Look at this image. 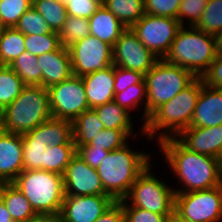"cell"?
<instances>
[{
	"instance_id": "1",
	"label": "cell",
	"mask_w": 222,
	"mask_h": 222,
	"mask_svg": "<svg viewBox=\"0 0 222 222\" xmlns=\"http://www.w3.org/2000/svg\"><path fill=\"white\" fill-rule=\"evenodd\" d=\"M180 187L175 193L200 191L222 185V161L185 148L175 137L157 143ZM183 185V186H182Z\"/></svg>"
},
{
	"instance_id": "2",
	"label": "cell",
	"mask_w": 222,
	"mask_h": 222,
	"mask_svg": "<svg viewBox=\"0 0 222 222\" xmlns=\"http://www.w3.org/2000/svg\"><path fill=\"white\" fill-rule=\"evenodd\" d=\"M202 88V79L196 78L189 86L179 92L173 99L159 106L143 126L146 139L159 142L176 137L185 128L190 127L194 109Z\"/></svg>"
},
{
	"instance_id": "3",
	"label": "cell",
	"mask_w": 222,
	"mask_h": 222,
	"mask_svg": "<svg viewBox=\"0 0 222 222\" xmlns=\"http://www.w3.org/2000/svg\"><path fill=\"white\" fill-rule=\"evenodd\" d=\"M133 147L129 141L122 148L108 152L96 169L104 191L115 201L127 196L137 177L152 163L150 154Z\"/></svg>"
},
{
	"instance_id": "4",
	"label": "cell",
	"mask_w": 222,
	"mask_h": 222,
	"mask_svg": "<svg viewBox=\"0 0 222 222\" xmlns=\"http://www.w3.org/2000/svg\"><path fill=\"white\" fill-rule=\"evenodd\" d=\"M51 117L48 89L25 85L20 95L0 112L1 130L22 135Z\"/></svg>"
},
{
	"instance_id": "5",
	"label": "cell",
	"mask_w": 222,
	"mask_h": 222,
	"mask_svg": "<svg viewBox=\"0 0 222 222\" xmlns=\"http://www.w3.org/2000/svg\"><path fill=\"white\" fill-rule=\"evenodd\" d=\"M214 38L195 26H182L164 60L201 78L215 60Z\"/></svg>"
},
{
	"instance_id": "6",
	"label": "cell",
	"mask_w": 222,
	"mask_h": 222,
	"mask_svg": "<svg viewBox=\"0 0 222 222\" xmlns=\"http://www.w3.org/2000/svg\"><path fill=\"white\" fill-rule=\"evenodd\" d=\"M36 213L59 214L65 198L63 175L46 170H23L12 182Z\"/></svg>"
},
{
	"instance_id": "7",
	"label": "cell",
	"mask_w": 222,
	"mask_h": 222,
	"mask_svg": "<svg viewBox=\"0 0 222 222\" xmlns=\"http://www.w3.org/2000/svg\"><path fill=\"white\" fill-rule=\"evenodd\" d=\"M196 77L185 68L159 59L144 75L147 90V120L161 105L173 99Z\"/></svg>"
},
{
	"instance_id": "8",
	"label": "cell",
	"mask_w": 222,
	"mask_h": 222,
	"mask_svg": "<svg viewBox=\"0 0 222 222\" xmlns=\"http://www.w3.org/2000/svg\"><path fill=\"white\" fill-rule=\"evenodd\" d=\"M150 164L136 179L122 205H132L166 217L175 212V190L167 180L158 178ZM154 173V174H153ZM164 180V181H162Z\"/></svg>"
},
{
	"instance_id": "9",
	"label": "cell",
	"mask_w": 222,
	"mask_h": 222,
	"mask_svg": "<svg viewBox=\"0 0 222 222\" xmlns=\"http://www.w3.org/2000/svg\"><path fill=\"white\" fill-rule=\"evenodd\" d=\"M175 213L186 222H221L222 185L200 191L176 193Z\"/></svg>"
},
{
	"instance_id": "10",
	"label": "cell",
	"mask_w": 222,
	"mask_h": 222,
	"mask_svg": "<svg viewBox=\"0 0 222 222\" xmlns=\"http://www.w3.org/2000/svg\"><path fill=\"white\" fill-rule=\"evenodd\" d=\"M181 27L175 18L145 13L131 29L146 48L159 59H164Z\"/></svg>"
},
{
	"instance_id": "11",
	"label": "cell",
	"mask_w": 222,
	"mask_h": 222,
	"mask_svg": "<svg viewBox=\"0 0 222 222\" xmlns=\"http://www.w3.org/2000/svg\"><path fill=\"white\" fill-rule=\"evenodd\" d=\"M49 107L52 117L74 121L89 105L82 77L72 75L48 88Z\"/></svg>"
},
{
	"instance_id": "12",
	"label": "cell",
	"mask_w": 222,
	"mask_h": 222,
	"mask_svg": "<svg viewBox=\"0 0 222 222\" xmlns=\"http://www.w3.org/2000/svg\"><path fill=\"white\" fill-rule=\"evenodd\" d=\"M72 73L75 76L105 70L113 65V47L94 36L73 43L68 47Z\"/></svg>"
},
{
	"instance_id": "13",
	"label": "cell",
	"mask_w": 222,
	"mask_h": 222,
	"mask_svg": "<svg viewBox=\"0 0 222 222\" xmlns=\"http://www.w3.org/2000/svg\"><path fill=\"white\" fill-rule=\"evenodd\" d=\"M159 60L146 48L132 31L126 28L113 47V64L124 69L138 71L144 75Z\"/></svg>"
},
{
	"instance_id": "14",
	"label": "cell",
	"mask_w": 222,
	"mask_h": 222,
	"mask_svg": "<svg viewBox=\"0 0 222 222\" xmlns=\"http://www.w3.org/2000/svg\"><path fill=\"white\" fill-rule=\"evenodd\" d=\"M65 196L107 195L97 170L77 154L63 174Z\"/></svg>"
},
{
	"instance_id": "15",
	"label": "cell",
	"mask_w": 222,
	"mask_h": 222,
	"mask_svg": "<svg viewBox=\"0 0 222 222\" xmlns=\"http://www.w3.org/2000/svg\"><path fill=\"white\" fill-rule=\"evenodd\" d=\"M115 202L109 195L65 196L63 222H94Z\"/></svg>"
},
{
	"instance_id": "16",
	"label": "cell",
	"mask_w": 222,
	"mask_h": 222,
	"mask_svg": "<svg viewBox=\"0 0 222 222\" xmlns=\"http://www.w3.org/2000/svg\"><path fill=\"white\" fill-rule=\"evenodd\" d=\"M175 138L190 151L222 160V125L187 127Z\"/></svg>"
},
{
	"instance_id": "17",
	"label": "cell",
	"mask_w": 222,
	"mask_h": 222,
	"mask_svg": "<svg viewBox=\"0 0 222 222\" xmlns=\"http://www.w3.org/2000/svg\"><path fill=\"white\" fill-rule=\"evenodd\" d=\"M22 171V135L0 129V183H11Z\"/></svg>"
},
{
	"instance_id": "18",
	"label": "cell",
	"mask_w": 222,
	"mask_h": 222,
	"mask_svg": "<svg viewBox=\"0 0 222 222\" xmlns=\"http://www.w3.org/2000/svg\"><path fill=\"white\" fill-rule=\"evenodd\" d=\"M222 125V89L202 88L194 109L190 127H213Z\"/></svg>"
},
{
	"instance_id": "19",
	"label": "cell",
	"mask_w": 222,
	"mask_h": 222,
	"mask_svg": "<svg viewBox=\"0 0 222 222\" xmlns=\"http://www.w3.org/2000/svg\"><path fill=\"white\" fill-rule=\"evenodd\" d=\"M89 108L112 102L114 99L115 65L82 76Z\"/></svg>"
},
{
	"instance_id": "20",
	"label": "cell",
	"mask_w": 222,
	"mask_h": 222,
	"mask_svg": "<svg viewBox=\"0 0 222 222\" xmlns=\"http://www.w3.org/2000/svg\"><path fill=\"white\" fill-rule=\"evenodd\" d=\"M37 59L42 71V86L47 89L73 75L70 53L64 46L58 50L38 55Z\"/></svg>"
},
{
	"instance_id": "21",
	"label": "cell",
	"mask_w": 222,
	"mask_h": 222,
	"mask_svg": "<svg viewBox=\"0 0 222 222\" xmlns=\"http://www.w3.org/2000/svg\"><path fill=\"white\" fill-rule=\"evenodd\" d=\"M23 140H41L45 147L75 144L72 121L51 117L33 130L22 134Z\"/></svg>"
},
{
	"instance_id": "22",
	"label": "cell",
	"mask_w": 222,
	"mask_h": 222,
	"mask_svg": "<svg viewBox=\"0 0 222 222\" xmlns=\"http://www.w3.org/2000/svg\"><path fill=\"white\" fill-rule=\"evenodd\" d=\"M98 115L101 123L106 129L122 130L131 140L135 139V136L143 135V127L138 126V131L134 130L133 116L130 115L125 109L120 107L116 102L112 101L103 105L96 106L93 108ZM136 131V132H135Z\"/></svg>"
},
{
	"instance_id": "23",
	"label": "cell",
	"mask_w": 222,
	"mask_h": 222,
	"mask_svg": "<svg viewBox=\"0 0 222 222\" xmlns=\"http://www.w3.org/2000/svg\"><path fill=\"white\" fill-rule=\"evenodd\" d=\"M89 25L91 36L108 43L112 47L126 29L120 20L104 5H101L89 18Z\"/></svg>"
},
{
	"instance_id": "24",
	"label": "cell",
	"mask_w": 222,
	"mask_h": 222,
	"mask_svg": "<svg viewBox=\"0 0 222 222\" xmlns=\"http://www.w3.org/2000/svg\"><path fill=\"white\" fill-rule=\"evenodd\" d=\"M0 193L13 221L25 222L36 214L28 199L12 183H0Z\"/></svg>"
},
{
	"instance_id": "25",
	"label": "cell",
	"mask_w": 222,
	"mask_h": 222,
	"mask_svg": "<svg viewBox=\"0 0 222 222\" xmlns=\"http://www.w3.org/2000/svg\"><path fill=\"white\" fill-rule=\"evenodd\" d=\"M104 129L93 108L87 109L72 122L73 141L76 146L87 145Z\"/></svg>"
},
{
	"instance_id": "26",
	"label": "cell",
	"mask_w": 222,
	"mask_h": 222,
	"mask_svg": "<svg viewBox=\"0 0 222 222\" xmlns=\"http://www.w3.org/2000/svg\"><path fill=\"white\" fill-rule=\"evenodd\" d=\"M114 102H116L120 107L125 109L127 112H129L131 115V111H135V109L140 113V111H143L142 114H140L139 120L141 126L143 127L147 122V90H146V84L145 83H138L134 84L130 87H128L123 92H118L114 94ZM141 105V106H140ZM143 105V107H142Z\"/></svg>"
},
{
	"instance_id": "27",
	"label": "cell",
	"mask_w": 222,
	"mask_h": 222,
	"mask_svg": "<svg viewBox=\"0 0 222 222\" xmlns=\"http://www.w3.org/2000/svg\"><path fill=\"white\" fill-rule=\"evenodd\" d=\"M102 5L126 28H131L145 14L144 0H102Z\"/></svg>"
},
{
	"instance_id": "28",
	"label": "cell",
	"mask_w": 222,
	"mask_h": 222,
	"mask_svg": "<svg viewBox=\"0 0 222 222\" xmlns=\"http://www.w3.org/2000/svg\"><path fill=\"white\" fill-rule=\"evenodd\" d=\"M25 51V35L15 27L3 28L0 35V65L9 66Z\"/></svg>"
},
{
	"instance_id": "29",
	"label": "cell",
	"mask_w": 222,
	"mask_h": 222,
	"mask_svg": "<svg viewBox=\"0 0 222 222\" xmlns=\"http://www.w3.org/2000/svg\"><path fill=\"white\" fill-rule=\"evenodd\" d=\"M76 154L75 144L49 146L47 151L44 152L43 170L63 175L66 167Z\"/></svg>"
},
{
	"instance_id": "30",
	"label": "cell",
	"mask_w": 222,
	"mask_h": 222,
	"mask_svg": "<svg viewBox=\"0 0 222 222\" xmlns=\"http://www.w3.org/2000/svg\"><path fill=\"white\" fill-rule=\"evenodd\" d=\"M9 67L16 72L24 85L42 86V71L36 55L25 51L16 58Z\"/></svg>"
},
{
	"instance_id": "31",
	"label": "cell",
	"mask_w": 222,
	"mask_h": 222,
	"mask_svg": "<svg viewBox=\"0 0 222 222\" xmlns=\"http://www.w3.org/2000/svg\"><path fill=\"white\" fill-rule=\"evenodd\" d=\"M24 86L14 70L7 65H0V112L20 95Z\"/></svg>"
},
{
	"instance_id": "32",
	"label": "cell",
	"mask_w": 222,
	"mask_h": 222,
	"mask_svg": "<svg viewBox=\"0 0 222 222\" xmlns=\"http://www.w3.org/2000/svg\"><path fill=\"white\" fill-rule=\"evenodd\" d=\"M33 7L47 21L54 32H59L68 17L66 6L61 0H32Z\"/></svg>"
},
{
	"instance_id": "33",
	"label": "cell",
	"mask_w": 222,
	"mask_h": 222,
	"mask_svg": "<svg viewBox=\"0 0 222 222\" xmlns=\"http://www.w3.org/2000/svg\"><path fill=\"white\" fill-rule=\"evenodd\" d=\"M90 35L88 18L68 15L66 21L58 32L60 43L68 48L73 43Z\"/></svg>"
},
{
	"instance_id": "34",
	"label": "cell",
	"mask_w": 222,
	"mask_h": 222,
	"mask_svg": "<svg viewBox=\"0 0 222 222\" xmlns=\"http://www.w3.org/2000/svg\"><path fill=\"white\" fill-rule=\"evenodd\" d=\"M15 28L24 35H43L53 32L47 21L33 6L19 18Z\"/></svg>"
},
{
	"instance_id": "35",
	"label": "cell",
	"mask_w": 222,
	"mask_h": 222,
	"mask_svg": "<svg viewBox=\"0 0 222 222\" xmlns=\"http://www.w3.org/2000/svg\"><path fill=\"white\" fill-rule=\"evenodd\" d=\"M195 27L206 34L214 35L219 32L222 29V0H208Z\"/></svg>"
},
{
	"instance_id": "36",
	"label": "cell",
	"mask_w": 222,
	"mask_h": 222,
	"mask_svg": "<svg viewBox=\"0 0 222 222\" xmlns=\"http://www.w3.org/2000/svg\"><path fill=\"white\" fill-rule=\"evenodd\" d=\"M32 6V0H0L1 25L15 27L19 18Z\"/></svg>"
},
{
	"instance_id": "37",
	"label": "cell",
	"mask_w": 222,
	"mask_h": 222,
	"mask_svg": "<svg viewBox=\"0 0 222 222\" xmlns=\"http://www.w3.org/2000/svg\"><path fill=\"white\" fill-rule=\"evenodd\" d=\"M57 32L43 35H25V48L32 55H42L61 47Z\"/></svg>"
},
{
	"instance_id": "38",
	"label": "cell",
	"mask_w": 222,
	"mask_h": 222,
	"mask_svg": "<svg viewBox=\"0 0 222 222\" xmlns=\"http://www.w3.org/2000/svg\"><path fill=\"white\" fill-rule=\"evenodd\" d=\"M129 139L122 130L104 128L95 136L89 145L93 148L110 152L122 148L128 143Z\"/></svg>"
},
{
	"instance_id": "39",
	"label": "cell",
	"mask_w": 222,
	"mask_h": 222,
	"mask_svg": "<svg viewBox=\"0 0 222 222\" xmlns=\"http://www.w3.org/2000/svg\"><path fill=\"white\" fill-rule=\"evenodd\" d=\"M47 148L41 140H23V170H43Z\"/></svg>"
},
{
	"instance_id": "40",
	"label": "cell",
	"mask_w": 222,
	"mask_h": 222,
	"mask_svg": "<svg viewBox=\"0 0 222 222\" xmlns=\"http://www.w3.org/2000/svg\"><path fill=\"white\" fill-rule=\"evenodd\" d=\"M207 2L208 0H181L178 8L180 24L182 26H196L207 6Z\"/></svg>"
},
{
	"instance_id": "41",
	"label": "cell",
	"mask_w": 222,
	"mask_h": 222,
	"mask_svg": "<svg viewBox=\"0 0 222 222\" xmlns=\"http://www.w3.org/2000/svg\"><path fill=\"white\" fill-rule=\"evenodd\" d=\"M181 0H144L145 13L178 20V8Z\"/></svg>"
},
{
	"instance_id": "42",
	"label": "cell",
	"mask_w": 222,
	"mask_h": 222,
	"mask_svg": "<svg viewBox=\"0 0 222 222\" xmlns=\"http://www.w3.org/2000/svg\"><path fill=\"white\" fill-rule=\"evenodd\" d=\"M68 15L90 18L102 5V0H61Z\"/></svg>"
},
{
	"instance_id": "43",
	"label": "cell",
	"mask_w": 222,
	"mask_h": 222,
	"mask_svg": "<svg viewBox=\"0 0 222 222\" xmlns=\"http://www.w3.org/2000/svg\"><path fill=\"white\" fill-rule=\"evenodd\" d=\"M138 83H145L143 73L115 66V93L123 92L128 87Z\"/></svg>"
},
{
	"instance_id": "44",
	"label": "cell",
	"mask_w": 222,
	"mask_h": 222,
	"mask_svg": "<svg viewBox=\"0 0 222 222\" xmlns=\"http://www.w3.org/2000/svg\"><path fill=\"white\" fill-rule=\"evenodd\" d=\"M125 222H164L166 216L132 205H122Z\"/></svg>"
},
{
	"instance_id": "45",
	"label": "cell",
	"mask_w": 222,
	"mask_h": 222,
	"mask_svg": "<svg viewBox=\"0 0 222 222\" xmlns=\"http://www.w3.org/2000/svg\"><path fill=\"white\" fill-rule=\"evenodd\" d=\"M77 155L83 159L90 167L97 169L101 161L107 156L109 151L93 148L89 144L76 146Z\"/></svg>"
},
{
	"instance_id": "46",
	"label": "cell",
	"mask_w": 222,
	"mask_h": 222,
	"mask_svg": "<svg viewBox=\"0 0 222 222\" xmlns=\"http://www.w3.org/2000/svg\"><path fill=\"white\" fill-rule=\"evenodd\" d=\"M201 79L208 87L222 89V56H216Z\"/></svg>"
},
{
	"instance_id": "47",
	"label": "cell",
	"mask_w": 222,
	"mask_h": 222,
	"mask_svg": "<svg viewBox=\"0 0 222 222\" xmlns=\"http://www.w3.org/2000/svg\"><path fill=\"white\" fill-rule=\"evenodd\" d=\"M94 222H125L122 204L115 201L107 211Z\"/></svg>"
},
{
	"instance_id": "48",
	"label": "cell",
	"mask_w": 222,
	"mask_h": 222,
	"mask_svg": "<svg viewBox=\"0 0 222 222\" xmlns=\"http://www.w3.org/2000/svg\"><path fill=\"white\" fill-rule=\"evenodd\" d=\"M25 222H63V220L60 213H36L33 217H30Z\"/></svg>"
},
{
	"instance_id": "49",
	"label": "cell",
	"mask_w": 222,
	"mask_h": 222,
	"mask_svg": "<svg viewBox=\"0 0 222 222\" xmlns=\"http://www.w3.org/2000/svg\"><path fill=\"white\" fill-rule=\"evenodd\" d=\"M216 56H222V29L213 35Z\"/></svg>"
},
{
	"instance_id": "50",
	"label": "cell",
	"mask_w": 222,
	"mask_h": 222,
	"mask_svg": "<svg viewBox=\"0 0 222 222\" xmlns=\"http://www.w3.org/2000/svg\"><path fill=\"white\" fill-rule=\"evenodd\" d=\"M13 221L8 209L5 204L2 202L1 193H0V222H9Z\"/></svg>"
},
{
	"instance_id": "51",
	"label": "cell",
	"mask_w": 222,
	"mask_h": 222,
	"mask_svg": "<svg viewBox=\"0 0 222 222\" xmlns=\"http://www.w3.org/2000/svg\"><path fill=\"white\" fill-rule=\"evenodd\" d=\"M164 222H186V221H184L179 215H177L174 212L173 214L167 216Z\"/></svg>"
},
{
	"instance_id": "52",
	"label": "cell",
	"mask_w": 222,
	"mask_h": 222,
	"mask_svg": "<svg viewBox=\"0 0 222 222\" xmlns=\"http://www.w3.org/2000/svg\"><path fill=\"white\" fill-rule=\"evenodd\" d=\"M3 28L4 27L1 25V22H0V35H1V32H2Z\"/></svg>"
}]
</instances>
